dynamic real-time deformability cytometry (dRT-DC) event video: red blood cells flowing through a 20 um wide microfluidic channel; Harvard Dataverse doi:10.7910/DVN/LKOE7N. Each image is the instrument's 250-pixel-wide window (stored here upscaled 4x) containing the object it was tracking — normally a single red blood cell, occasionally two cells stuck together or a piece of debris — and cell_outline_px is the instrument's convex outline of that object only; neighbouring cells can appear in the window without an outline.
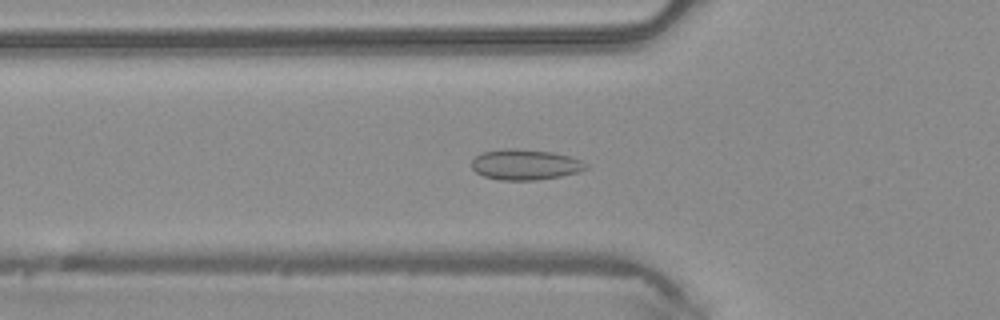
{"species": "common noctule bat (a hibernating species)", "species_latin": "Nyctalus noctula", "temperature_condition": "warm", "stored_images_in_passage": 47, "camera_frame_rate_fps": 3000, "um_per_image_px": 0.085, "animal": {"sex": "male", "body_mass_g": 20.4}, "frame": {"image": 1, "passage_image": 16, "time_ms": 5.0, "image_size_px": [1000, 320], "cell_outline_px": [[588, 168], [576, 172], [560, 176], [536, 180], [500, 180], [484, 176], [476, 172], [472, 168], [472, 160], [476, 156], [484, 152], [504, 148], [516, 148], [552, 152], [568, 156], [580, 160], [588, 164]], "centroid_in_image_um": [44.63, 13.98], "position_along_channel_um": 81.2, "area_um2": 20.23}}
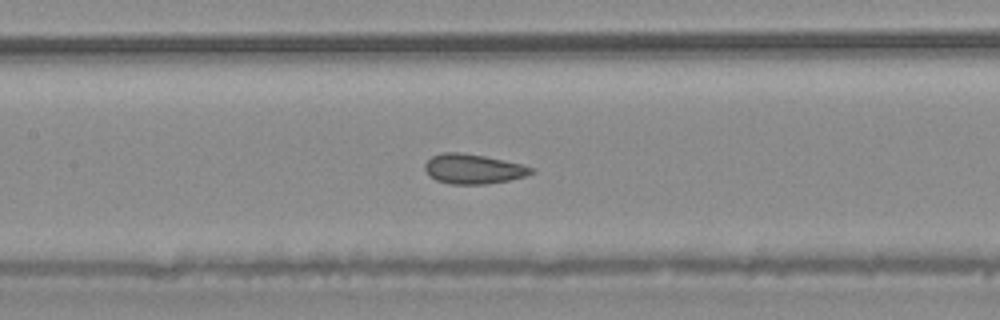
{"frame": {"image": 2, "passage_image": 22, "time_ms": 7.0, "image_size_px": [1000, 320], "cell_outline_px": [[536, 172], [524, 176], [508, 180], [484, 184], [452, 184], [436, 180], [428, 176], [424, 168], [424, 164], [432, 156], [444, 152], [456, 152], [484, 156], [520, 164], [536, 168]], "centroid_in_image_um": [40.21, 14.36], "position_along_channel_um": 167.2, "area_um2": 18.32}}
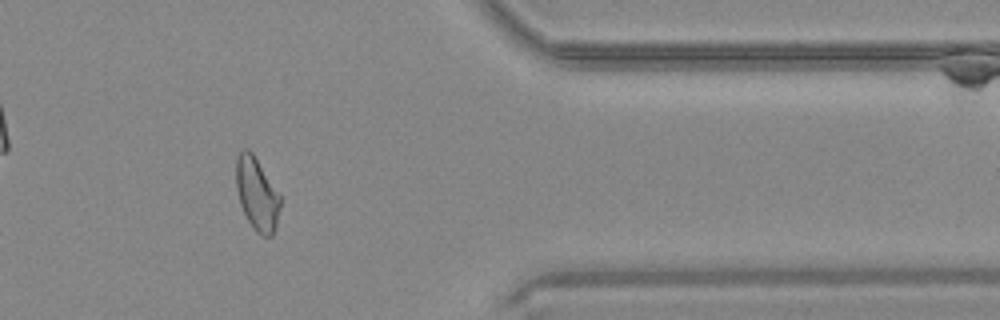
{"frame": {"image": 3, "passage_image": 39, "time_ms": 12.667, "image_size_px": [1000, 320], "cell_outline_px": [[280, 204], [276, 228], [272, 236], [260, 236], [252, 228], [240, 204], [236, 188], [236, 160], [240, 152], [244, 148], [248, 148], [252, 152], [280, 196]], "centroid_in_image_um": [21.82, 16.52], "position_along_channel_um": 389.6, "area_um2": 18.55}, "authors_computed_cell_mechanics": {"area_um2": 19.363, "velocity_mm_per_s": 4.2669, "shape_relaxation_time_tau1_ms": null, "shape_relaxation_time_tau2_ms": 1.1914, "deformation_change_tau1": null, "deformation_change_tau2": 0.0595}}